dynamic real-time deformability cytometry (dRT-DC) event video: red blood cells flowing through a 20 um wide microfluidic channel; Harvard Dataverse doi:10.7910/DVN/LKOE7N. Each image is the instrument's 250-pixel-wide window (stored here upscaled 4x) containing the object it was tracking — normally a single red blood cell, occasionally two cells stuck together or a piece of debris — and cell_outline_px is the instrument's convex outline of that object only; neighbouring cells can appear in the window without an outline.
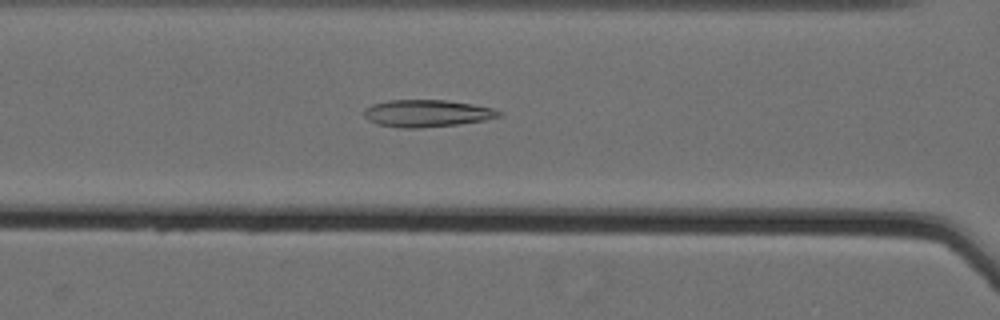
{"species": "Egyptian fruit bat (a non-hibernating species)", "species_latin": "Rousettus aegyptiacus", "temperature_condition": "cold", "stored_images_in_passage": 54, "camera_frame_rate_fps": 3000, "um_per_image_px": 0.085, "animal": {"sex": "female"}, "frame": {"image": 1, "passage_image": 23, "time_ms": 7.333, "image_size_px": [1000, 320], "cell_outline_px": [[504, 116], [484, 120], [456, 124], [420, 128], [400, 128], [376, 124], [368, 120], [364, 116], [364, 108], [372, 104], [388, 100], [448, 100], [472, 104], [492, 108], [504, 112]], "centroid_in_image_um": [36.29, 9.63], "position_along_channel_um": 130.3, "area_um2": 21.5}}
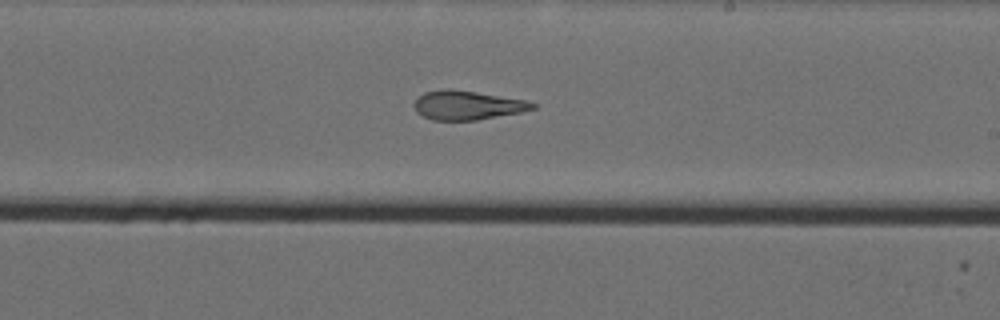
{"frame": {"image": 2, "passage_image": 33, "time_ms": 10.667, "image_size_px": [1000, 320], "cell_outline_px": [[536, 108], [520, 112], [476, 120], [432, 120], [416, 112], [412, 104], [416, 96], [424, 92], [448, 88], [452, 88], [528, 100], [536, 104]], "centroid_in_image_um": [39.68, 8.93], "position_along_channel_um": 249.3, "area_um2": 20.29}}
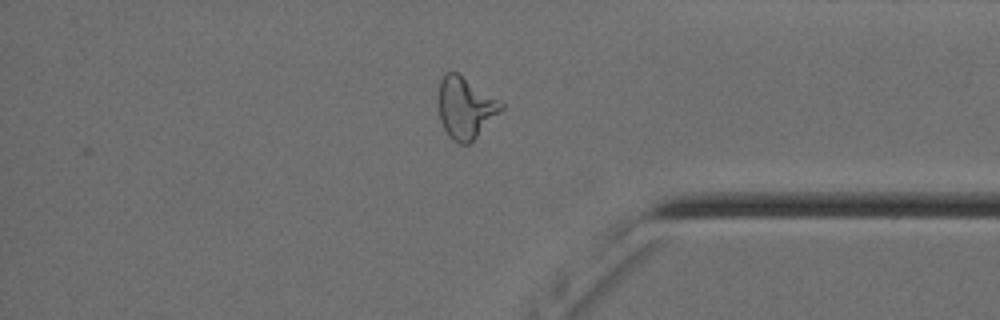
{"frame": {"image": 3, "passage_image": 46, "time_ms": 15.0, "image_size_px": [1000, 320], "cell_outline_px": [[504, 108], [468, 144], [460, 144], [452, 140], [448, 136], [440, 120], [440, 80], [444, 72], [456, 72], [504, 104]], "centroid_in_image_um": [39.55, 9.17], "position_along_channel_um": 395.7, "area_um2": 21.73}, "authors_computed_cell_mechanics": {"area_um2": 22.5709, "velocity_mm_per_s": 3.5726, "shape_relaxation_time_tau1_ms": null, "shape_relaxation_time_tau2_ms": 2.4023, "deformation_change_tau1": null, "deformation_change_tau2": 0.1216}}